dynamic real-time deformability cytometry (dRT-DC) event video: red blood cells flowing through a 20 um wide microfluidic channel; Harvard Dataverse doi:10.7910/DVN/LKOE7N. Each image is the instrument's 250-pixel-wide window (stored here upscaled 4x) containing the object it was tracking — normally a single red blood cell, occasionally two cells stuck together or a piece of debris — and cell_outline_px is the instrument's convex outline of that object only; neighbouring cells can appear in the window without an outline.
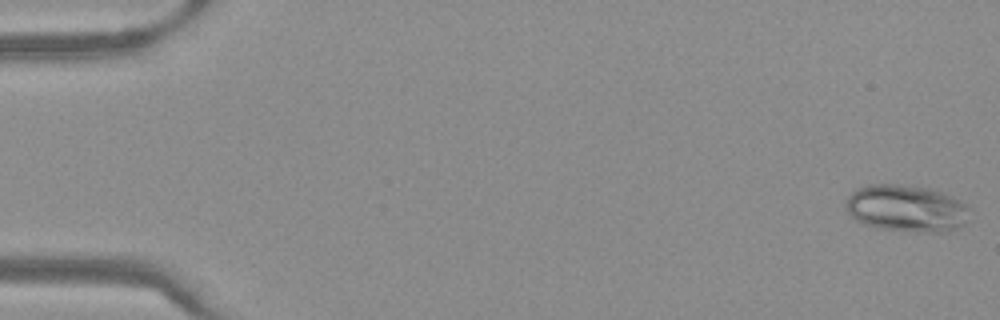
{"species": "Egyptian fruit bat (a non-hibernating species)", "species_latin": "Rousettus aegyptiacus", "temperature_condition": "warm", "stored_images_in_passage": 50, "camera_frame_rate_fps": 3000, "um_per_image_px": 0.085, "frame": {"image": 1, "passage_image": 1, "time_ms": 0.0, "image_size_px": [1000, 320], "cell_outline_px": [[972, 208], [968, 220], [964, 224], [956, 228], [944, 232], [932, 232], [876, 228], [864, 224], [856, 220], [848, 212], [848, 196], [856, 188], [868, 184], [896, 184], [932, 188], [952, 196], [968, 204]], "centroid_in_image_um": [77.11, 17.7], "position_along_channel_um": 7.9, "area_um2": 34.04}}
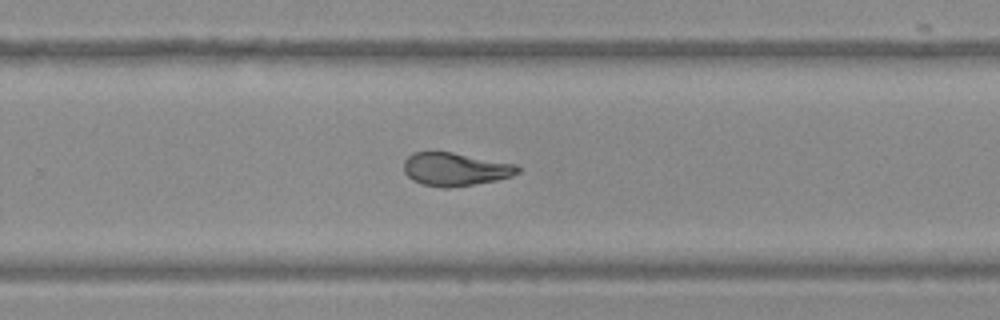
{"frame": {"image": 2, "passage_image": 33, "time_ms": 10.667, "image_size_px": [1000, 320], "cell_outline_px": [[520, 172], [512, 176], [496, 180], [448, 188], [444, 188], [424, 184], [412, 180], [404, 172], [404, 160], [412, 152], [452, 152], [516, 164], [520, 168]], "centroid_in_image_um": [38.69, 14.38], "position_along_channel_um": 291.1, "area_um2": 21.91}}
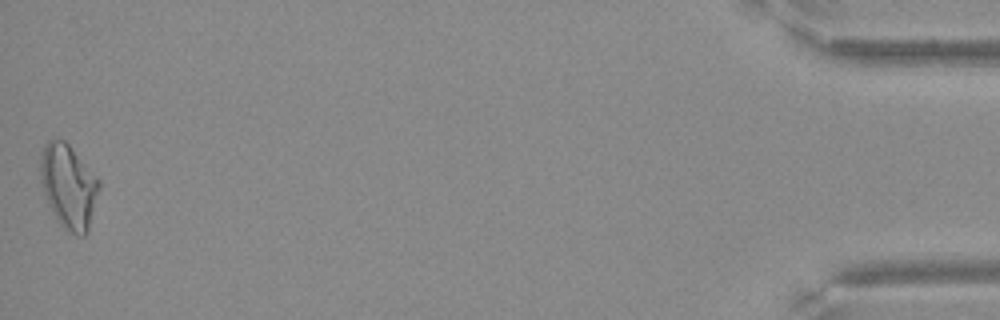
{"frame": {"image": 3, "passage_image": 50, "time_ms": 16.333, "image_size_px": [1000, 320], "cell_outline_px": [[100, 188], [88, 232], [84, 236], [76, 236], [64, 228], [56, 220], [44, 196], [40, 180], [40, 152], [44, 144], [48, 140], [64, 140], [68, 144], [100, 180]], "centroid_in_image_um": [5.81, 15.86], "position_along_channel_um": 429.4, "area_um2": 29.02}}